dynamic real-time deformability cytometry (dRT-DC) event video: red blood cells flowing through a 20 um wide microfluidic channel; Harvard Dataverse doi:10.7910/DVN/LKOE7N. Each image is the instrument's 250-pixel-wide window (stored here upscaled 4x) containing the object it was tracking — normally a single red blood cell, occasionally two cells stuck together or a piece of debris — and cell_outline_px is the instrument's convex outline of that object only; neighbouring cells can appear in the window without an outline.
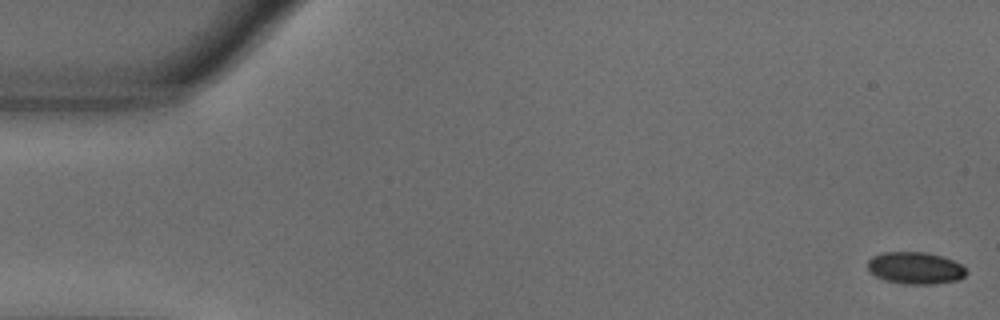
{"species": "common noctule bat (a hibernating species)", "species_latin": "Nyctalus noctula", "temperature_condition": "warm", "stored_images_in_passage": 55, "camera_frame_rate_fps": 3000, "um_per_image_px": 0.085, "animal": {"sex": "male", "body_mass_g": 18.8}, "frame": {"image": 1, "passage_image": 1, "time_ms": 0.0, "image_size_px": [1000, 320], "cell_outline_px": [[968, 272], [964, 276], [956, 280], [932, 284], [904, 284], [884, 280], [868, 272], [868, 260], [872, 256], [880, 252], [924, 252], [940, 256], [952, 260], [960, 264]], "centroid_in_image_um": [77.75, 22.78], "position_along_channel_um": 7.3, "area_um2": 18.38}}
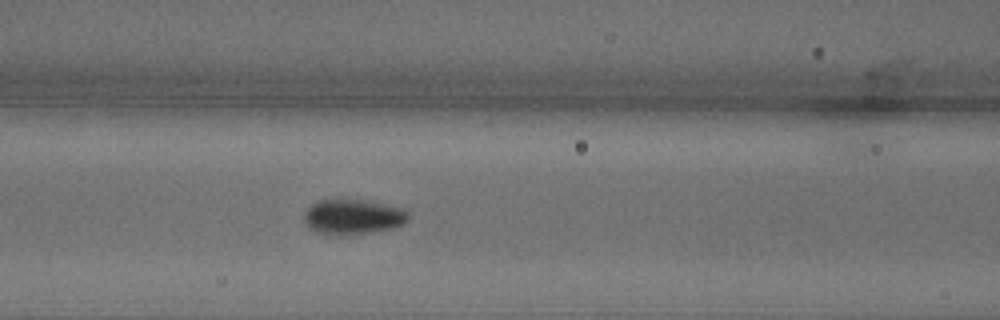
{"frame": {"image": 2, "passage_image": 23, "time_ms": 7.333, "image_size_px": [1000, 320], "cell_outline_px": [[408, 220], [404, 224], [392, 228], [368, 232], [340, 236], [328, 236], [316, 232], [308, 228], [304, 224], [304, 212], [312, 204], [320, 200], [356, 200], [400, 208], [408, 216]], "centroid_in_image_um": [29.89, 18.47], "position_along_channel_um": 136.7, "area_um2": 20.98}}
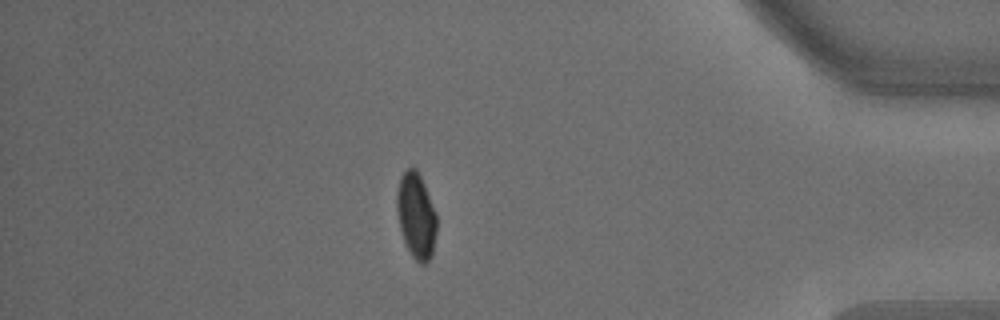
{"frame": {"image": 3, "passage_image": 48, "time_ms": 15.667, "image_size_px": [1000, 320], "cell_outline_px": [[436, 232], [432, 256], [424, 264], [420, 264], [412, 256], [404, 240], [400, 228], [396, 208], [396, 192], [400, 176], [408, 168], [416, 168], [424, 184], [436, 212]], "centroid_in_image_um": [35.37, 18.32], "position_along_channel_um": 399.8, "area_um2": 19.83}, "authors_computed_cell_mechanics": {"area_um2": 19.8254, "velocity_mm_per_s": 3.6229, "shape_relaxation_time_tau1_ms": 10.5788, "shape_relaxation_time_tau2_ms": null, "deformation_change_tau1": 0.226, "deformation_change_tau2": null}}